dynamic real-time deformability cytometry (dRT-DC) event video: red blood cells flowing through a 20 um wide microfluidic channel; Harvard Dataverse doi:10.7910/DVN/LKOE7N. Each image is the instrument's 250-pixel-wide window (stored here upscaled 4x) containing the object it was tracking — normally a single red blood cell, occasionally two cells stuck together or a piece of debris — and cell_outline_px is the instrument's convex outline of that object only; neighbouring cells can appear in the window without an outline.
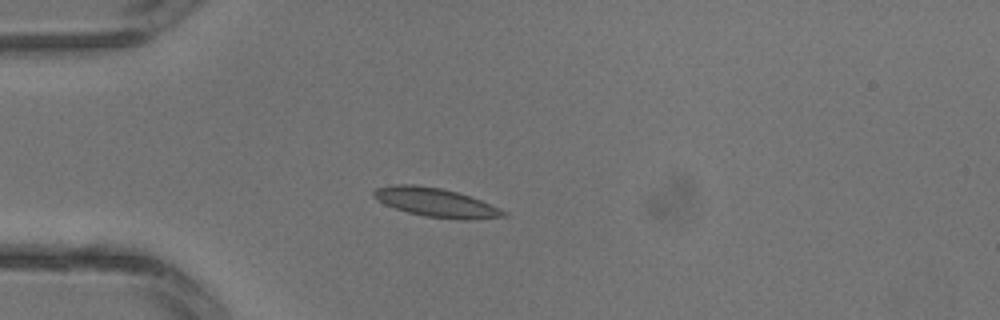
{"species": "common noctule bat (a hibernating species)", "species_latin": "Nyctalus noctula", "temperature_condition": "warm", "stored_images_in_passage": 1, "camera_frame_rate_fps": 3000, "um_per_image_px": 0.085, "animal": {"sex": "male", "body_mass_g": 13.3}, "frame": {"image": 1, "passage_image": 1, "time_ms": 0.0, "image_size_px": [1000, 320], "cell_outline_px": [[508, 216], [472, 220], [460, 220], [424, 216], [408, 212], [384, 204], [372, 196], [372, 192], [376, 188], [392, 184], [416, 184], [440, 188], [456, 192], [480, 200], [500, 208], [508, 212]], "centroid_in_image_um": [37.05, 17.21], "position_along_channel_um": 47.9, "area_um2": 21.91}}